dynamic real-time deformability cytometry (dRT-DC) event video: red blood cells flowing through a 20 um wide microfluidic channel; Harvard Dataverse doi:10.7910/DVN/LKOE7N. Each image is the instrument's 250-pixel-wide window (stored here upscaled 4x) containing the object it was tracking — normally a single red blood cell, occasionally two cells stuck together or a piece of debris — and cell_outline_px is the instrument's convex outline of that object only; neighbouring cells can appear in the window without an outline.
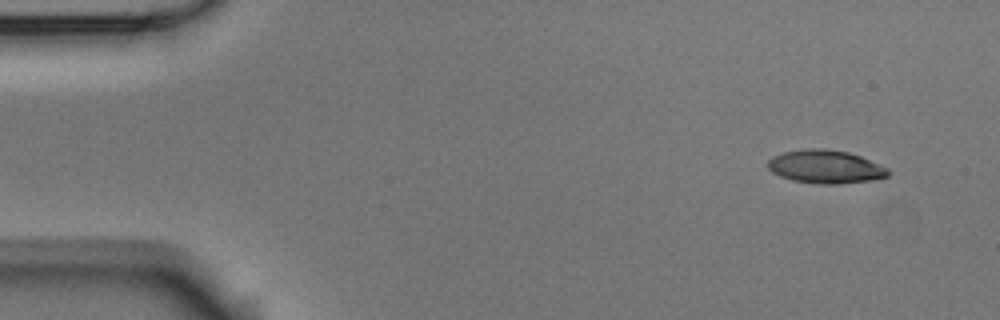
{"species": "Egyptian fruit bat (a non-hibernating species)", "species_latin": "Rousettus aegyptiacus", "temperature_condition": "room temperature", "stored_images_in_passage": 4, "camera_frame_rate_fps": 3000, "um_per_image_px": 0.085, "animal": {"sex": "male"}, "frame": {"image": 1, "passage_image": 1, "time_ms": 0.0, "image_size_px": [1000, 320], "cell_outline_px": [[888, 176], [872, 180], [840, 184], [816, 184], [792, 180], [780, 176], [772, 172], [768, 168], [768, 160], [772, 156], [784, 152], [804, 148], [824, 148], [848, 152], [860, 156], [888, 168]], "centroid_in_image_um": [70.14, 14.17], "position_along_channel_um": 14.9, "area_um2": 23.41}}
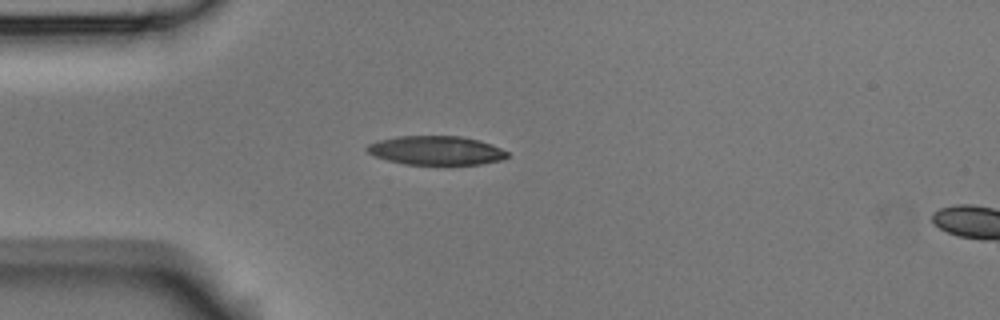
{"frame": {"image": 2, "passage_image": 4, "time_ms": 1.0, "image_size_px": [1000, 320], "cell_outline_px": [[508, 156], [504, 160], [480, 164], [404, 164], [388, 160], [376, 156], [368, 152], [364, 148], [368, 144], [376, 140], [396, 136], [460, 136], [480, 140], [492, 144], [508, 152]], "centroid_in_image_um": [37.07, 12.78], "position_along_channel_um": 47.9, "area_um2": 23.76}}